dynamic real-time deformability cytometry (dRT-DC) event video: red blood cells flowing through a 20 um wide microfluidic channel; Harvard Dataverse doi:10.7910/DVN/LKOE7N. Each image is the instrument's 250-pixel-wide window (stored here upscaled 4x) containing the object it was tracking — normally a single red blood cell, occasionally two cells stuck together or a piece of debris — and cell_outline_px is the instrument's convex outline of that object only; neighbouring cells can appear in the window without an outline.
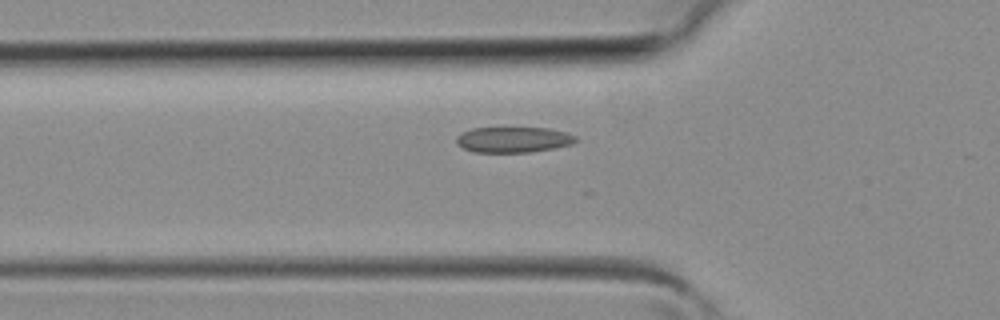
{"species": "common noctule bat (a hibernating species)", "species_latin": "Nyctalus noctula", "temperature_condition": "room temperature", "stored_images_in_passage": 26, "camera_frame_rate_fps": 3000, "um_per_image_px": 0.085, "animal": {"sex": "female", "body_mass_g": 19.3, "forearm_length_mm": 54.1}, "frame": {"image": 1, "passage_image": 6, "time_ms": 1.667, "image_size_px": [1000, 320], "cell_outline_px": [[576, 140], [572, 144], [552, 148], [528, 152], [476, 152], [464, 148], [456, 140], [456, 136], [472, 128], [548, 128], [568, 132], [576, 136]], "centroid_in_image_um": [43.67, 11.86], "position_along_channel_um": 82.1, "area_um2": 17.57}}
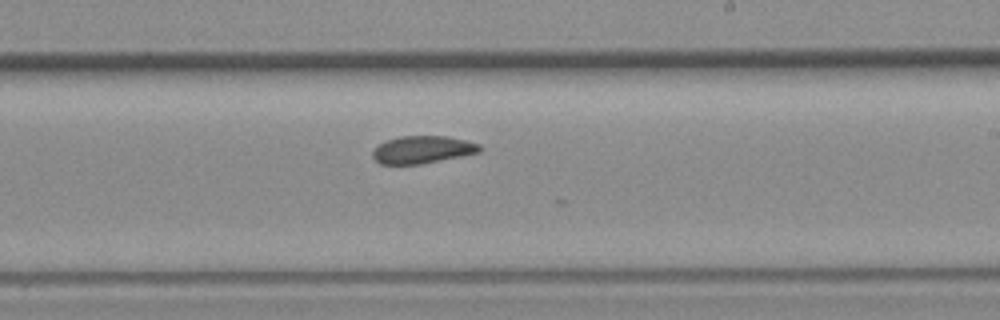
{"frame": {"image": 2, "passage_image": 16, "time_ms": 5.0, "image_size_px": [1000, 320], "cell_outline_px": [[480, 152], [420, 164], [380, 164], [372, 156], [372, 152], [380, 144], [388, 140], [400, 136], [444, 136], [464, 140], [480, 144]], "centroid_in_image_um": [35.89, 12.72], "position_along_channel_um": 253.1, "area_um2": 16.82}}
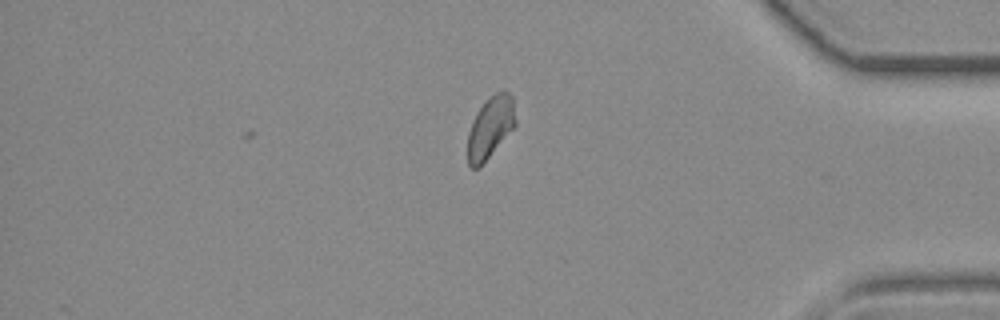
{"frame": {"image": 3, "passage_image": 26, "time_ms": 8.333, "image_size_px": [1000, 320], "cell_outline_px": [[516, 124], [480, 168], [472, 168], [468, 164], [468, 132], [472, 120], [476, 112], [496, 92], [504, 88], [512, 96], [516, 120]], "centroid_in_image_um": [41.67, 10.83], "position_along_channel_um": 393.5, "area_um2": 17.11}}